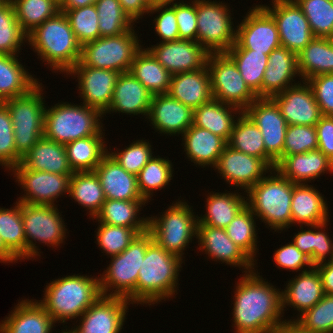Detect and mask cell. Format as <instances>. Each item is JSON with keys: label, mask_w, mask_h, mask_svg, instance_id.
Returning <instances> with one entry per match:
<instances>
[{"label": "cell", "mask_w": 333, "mask_h": 333, "mask_svg": "<svg viewBox=\"0 0 333 333\" xmlns=\"http://www.w3.org/2000/svg\"><path fill=\"white\" fill-rule=\"evenodd\" d=\"M100 224V225H99ZM97 245L109 257L122 253L139 234L133 228L112 226L98 222Z\"/></svg>", "instance_id": "54"}, {"label": "cell", "mask_w": 333, "mask_h": 333, "mask_svg": "<svg viewBox=\"0 0 333 333\" xmlns=\"http://www.w3.org/2000/svg\"><path fill=\"white\" fill-rule=\"evenodd\" d=\"M69 196L83 208H87L91 218L101 210L106 201L100 181L94 171L74 172L70 178Z\"/></svg>", "instance_id": "42"}, {"label": "cell", "mask_w": 333, "mask_h": 333, "mask_svg": "<svg viewBox=\"0 0 333 333\" xmlns=\"http://www.w3.org/2000/svg\"><path fill=\"white\" fill-rule=\"evenodd\" d=\"M217 173L231 186L247 192L272 169L263 159L237 151L226 145L219 156Z\"/></svg>", "instance_id": "19"}, {"label": "cell", "mask_w": 333, "mask_h": 333, "mask_svg": "<svg viewBox=\"0 0 333 333\" xmlns=\"http://www.w3.org/2000/svg\"><path fill=\"white\" fill-rule=\"evenodd\" d=\"M309 269V270H307ZM324 296L322 279L319 271L314 266L306 268L298 276L288 281L284 291L282 290L283 314L286 306H290L299 312V316L311 309Z\"/></svg>", "instance_id": "29"}, {"label": "cell", "mask_w": 333, "mask_h": 333, "mask_svg": "<svg viewBox=\"0 0 333 333\" xmlns=\"http://www.w3.org/2000/svg\"><path fill=\"white\" fill-rule=\"evenodd\" d=\"M160 12L159 15H155L154 31H156L160 42L176 41L179 40L178 24L176 20L175 10L169 4H155L152 5L149 13L152 15Z\"/></svg>", "instance_id": "59"}, {"label": "cell", "mask_w": 333, "mask_h": 333, "mask_svg": "<svg viewBox=\"0 0 333 333\" xmlns=\"http://www.w3.org/2000/svg\"><path fill=\"white\" fill-rule=\"evenodd\" d=\"M175 0H151L153 5L155 4H172Z\"/></svg>", "instance_id": "70"}, {"label": "cell", "mask_w": 333, "mask_h": 333, "mask_svg": "<svg viewBox=\"0 0 333 333\" xmlns=\"http://www.w3.org/2000/svg\"><path fill=\"white\" fill-rule=\"evenodd\" d=\"M225 53L234 61L249 88L261 98V84L269 54L245 48H230Z\"/></svg>", "instance_id": "43"}, {"label": "cell", "mask_w": 333, "mask_h": 333, "mask_svg": "<svg viewBox=\"0 0 333 333\" xmlns=\"http://www.w3.org/2000/svg\"><path fill=\"white\" fill-rule=\"evenodd\" d=\"M328 222L315 225V242H314V253L310 258L313 266L320 263L333 260V241L330 240L329 235L325 231ZM323 229V230H322ZM318 230V231H317ZM328 259L326 260V258Z\"/></svg>", "instance_id": "62"}, {"label": "cell", "mask_w": 333, "mask_h": 333, "mask_svg": "<svg viewBox=\"0 0 333 333\" xmlns=\"http://www.w3.org/2000/svg\"><path fill=\"white\" fill-rule=\"evenodd\" d=\"M138 39L132 27L121 35L87 42L82 45L80 62L89 67L129 72L135 55L143 47Z\"/></svg>", "instance_id": "10"}, {"label": "cell", "mask_w": 333, "mask_h": 333, "mask_svg": "<svg viewBox=\"0 0 333 333\" xmlns=\"http://www.w3.org/2000/svg\"><path fill=\"white\" fill-rule=\"evenodd\" d=\"M175 201L165 212L158 216L148 217V231L153 240L163 249L179 258H183L185 248L197 238L198 218L192 206L185 200Z\"/></svg>", "instance_id": "9"}, {"label": "cell", "mask_w": 333, "mask_h": 333, "mask_svg": "<svg viewBox=\"0 0 333 333\" xmlns=\"http://www.w3.org/2000/svg\"><path fill=\"white\" fill-rule=\"evenodd\" d=\"M316 149H318V140L315 125H288L283 156L306 153Z\"/></svg>", "instance_id": "55"}, {"label": "cell", "mask_w": 333, "mask_h": 333, "mask_svg": "<svg viewBox=\"0 0 333 333\" xmlns=\"http://www.w3.org/2000/svg\"><path fill=\"white\" fill-rule=\"evenodd\" d=\"M255 217V218H254ZM256 216L246 205L225 228L229 238L253 261L257 250Z\"/></svg>", "instance_id": "48"}, {"label": "cell", "mask_w": 333, "mask_h": 333, "mask_svg": "<svg viewBox=\"0 0 333 333\" xmlns=\"http://www.w3.org/2000/svg\"><path fill=\"white\" fill-rule=\"evenodd\" d=\"M262 5L277 24L280 44L298 54L314 38L309 22L294 0H272Z\"/></svg>", "instance_id": "17"}, {"label": "cell", "mask_w": 333, "mask_h": 333, "mask_svg": "<svg viewBox=\"0 0 333 333\" xmlns=\"http://www.w3.org/2000/svg\"><path fill=\"white\" fill-rule=\"evenodd\" d=\"M196 239H198V249L205 251L212 260H218L229 266L243 267L245 273L255 269L256 262L229 238L225 229L197 225Z\"/></svg>", "instance_id": "23"}, {"label": "cell", "mask_w": 333, "mask_h": 333, "mask_svg": "<svg viewBox=\"0 0 333 333\" xmlns=\"http://www.w3.org/2000/svg\"><path fill=\"white\" fill-rule=\"evenodd\" d=\"M147 118L161 134L182 135L193 124V110L168 93L153 95Z\"/></svg>", "instance_id": "24"}, {"label": "cell", "mask_w": 333, "mask_h": 333, "mask_svg": "<svg viewBox=\"0 0 333 333\" xmlns=\"http://www.w3.org/2000/svg\"><path fill=\"white\" fill-rule=\"evenodd\" d=\"M324 116H333V73L320 74L306 80Z\"/></svg>", "instance_id": "60"}, {"label": "cell", "mask_w": 333, "mask_h": 333, "mask_svg": "<svg viewBox=\"0 0 333 333\" xmlns=\"http://www.w3.org/2000/svg\"><path fill=\"white\" fill-rule=\"evenodd\" d=\"M63 12L78 42L83 45L100 38L98 12L95 4Z\"/></svg>", "instance_id": "52"}, {"label": "cell", "mask_w": 333, "mask_h": 333, "mask_svg": "<svg viewBox=\"0 0 333 333\" xmlns=\"http://www.w3.org/2000/svg\"><path fill=\"white\" fill-rule=\"evenodd\" d=\"M297 59L302 81L320 74L333 73V38L314 37L297 54Z\"/></svg>", "instance_id": "37"}, {"label": "cell", "mask_w": 333, "mask_h": 333, "mask_svg": "<svg viewBox=\"0 0 333 333\" xmlns=\"http://www.w3.org/2000/svg\"><path fill=\"white\" fill-rule=\"evenodd\" d=\"M293 320L311 333H333V295L324 294L311 309Z\"/></svg>", "instance_id": "53"}, {"label": "cell", "mask_w": 333, "mask_h": 333, "mask_svg": "<svg viewBox=\"0 0 333 333\" xmlns=\"http://www.w3.org/2000/svg\"><path fill=\"white\" fill-rule=\"evenodd\" d=\"M19 259L5 246L0 236V262L1 263H13Z\"/></svg>", "instance_id": "69"}, {"label": "cell", "mask_w": 333, "mask_h": 333, "mask_svg": "<svg viewBox=\"0 0 333 333\" xmlns=\"http://www.w3.org/2000/svg\"><path fill=\"white\" fill-rule=\"evenodd\" d=\"M307 18L314 37L333 38L332 0H294Z\"/></svg>", "instance_id": "51"}, {"label": "cell", "mask_w": 333, "mask_h": 333, "mask_svg": "<svg viewBox=\"0 0 333 333\" xmlns=\"http://www.w3.org/2000/svg\"><path fill=\"white\" fill-rule=\"evenodd\" d=\"M182 143L189 161L195 165L216 167L219 156L223 153L227 142L211 131L191 125L182 135Z\"/></svg>", "instance_id": "32"}, {"label": "cell", "mask_w": 333, "mask_h": 333, "mask_svg": "<svg viewBox=\"0 0 333 333\" xmlns=\"http://www.w3.org/2000/svg\"><path fill=\"white\" fill-rule=\"evenodd\" d=\"M324 198L320 191L308 183H293L292 224L309 227L329 221V210Z\"/></svg>", "instance_id": "31"}, {"label": "cell", "mask_w": 333, "mask_h": 333, "mask_svg": "<svg viewBox=\"0 0 333 333\" xmlns=\"http://www.w3.org/2000/svg\"><path fill=\"white\" fill-rule=\"evenodd\" d=\"M103 114L85 104L57 103L44 113V137L66 144L104 131L100 121ZM101 124V125H100Z\"/></svg>", "instance_id": "7"}, {"label": "cell", "mask_w": 333, "mask_h": 333, "mask_svg": "<svg viewBox=\"0 0 333 333\" xmlns=\"http://www.w3.org/2000/svg\"><path fill=\"white\" fill-rule=\"evenodd\" d=\"M243 111L236 106L211 99L193 110V125L207 129L228 142L236 120Z\"/></svg>", "instance_id": "35"}, {"label": "cell", "mask_w": 333, "mask_h": 333, "mask_svg": "<svg viewBox=\"0 0 333 333\" xmlns=\"http://www.w3.org/2000/svg\"><path fill=\"white\" fill-rule=\"evenodd\" d=\"M130 304L123 297L102 295L80 316V324L74 330L76 333H120Z\"/></svg>", "instance_id": "21"}, {"label": "cell", "mask_w": 333, "mask_h": 333, "mask_svg": "<svg viewBox=\"0 0 333 333\" xmlns=\"http://www.w3.org/2000/svg\"><path fill=\"white\" fill-rule=\"evenodd\" d=\"M10 112L0 103V165L9 171L17 165V150Z\"/></svg>", "instance_id": "57"}, {"label": "cell", "mask_w": 333, "mask_h": 333, "mask_svg": "<svg viewBox=\"0 0 333 333\" xmlns=\"http://www.w3.org/2000/svg\"><path fill=\"white\" fill-rule=\"evenodd\" d=\"M10 209L0 207V236L5 246L21 261L26 259V237L22 219V202Z\"/></svg>", "instance_id": "45"}, {"label": "cell", "mask_w": 333, "mask_h": 333, "mask_svg": "<svg viewBox=\"0 0 333 333\" xmlns=\"http://www.w3.org/2000/svg\"><path fill=\"white\" fill-rule=\"evenodd\" d=\"M127 16L135 23L149 13L152 8L151 0H119Z\"/></svg>", "instance_id": "64"}, {"label": "cell", "mask_w": 333, "mask_h": 333, "mask_svg": "<svg viewBox=\"0 0 333 333\" xmlns=\"http://www.w3.org/2000/svg\"><path fill=\"white\" fill-rule=\"evenodd\" d=\"M127 172L137 175L153 157L152 147L146 140L133 141L122 151L108 152Z\"/></svg>", "instance_id": "56"}, {"label": "cell", "mask_w": 333, "mask_h": 333, "mask_svg": "<svg viewBox=\"0 0 333 333\" xmlns=\"http://www.w3.org/2000/svg\"><path fill=\"white\" fill-rule=\"evenodd\" d=\"M7 0H0V6L3 5Z\"/></svg>", "instance_id": "73"}, {"label": "cell", "mask_w": 333, "mask_h": 333, "mask_svg": "<svg viewBox=\"0 0 333 333\" xmlns=\"http://www.w3.org/2000/svg\"><path fill=\"white\" fill-rule=\"evenodd\" d=\"M320 273L324 294L333 295V260L315 266Z\"/></svg>", "instance_id": "66"}, {"label": "cell", "mask_w": 333, "mask_h": 333, "mask_svg": "<svg viewBox=\"0 0 333 333\" xmlns=\"http://www.w3.org/2000/svg\"><path fill=\"white\" fill-rule=\"evenodd\" d=\"M235 119L236 122L227 145L237 151L265 161V145L257 125L244 111Z\"/></svg>", "instance_id": "44"}, {"label": "cell", "mask_w": 333, "mask_h": 333, "mask_svg": "<svg viewBox=\"0 0 333 333\" xmlns=\"http://www.w3.org/2000/svg\"><path fill=\"white\" fill-rule=\"evenodd\" d=\"M254 269L239 279L234 291L235 333H271L285 320L282 291L264 281Z\"/></svg>", "instance_id": "1"}, {"label": "cell", "mask_w": 333, "mask_h": 333, "mask_svg": "<svg viewBox=\"0 0 333 333\" xmlns=\"http://www.w3.org/2000/svg\"><path fill=\"white\" fill-rule=\"evenodd\" d=\"M280 46L275 20L262 5H255L236 26V41L231 48H245L270 54Z\"/></svg>", "instance_id": "15"}, {"label": "cell", "mask_w": 333, "mask_h": 333, "mask_svg": "<svg viewBox=\"0 0 333 333\" xmlns=\"http://www.w3.org/2000/svg\"><path fill=\"white\" fill-rule=\"evenodd\" d=\"M152 95L168 93L172 74L146 49L134 57L129 71Z\"/></svg>", "instance_id": "39"}, {"label": "cell", "mask_w": 333, "mask_h": 333, "mask_svg": "<svg viewBox=\"0 0 333 333\" xmlns=\"http://www.w3.org/2000/svg\"><path fill=\"white\" fill-rule=\"evenodd\" d=\"M106 199L145 200L139 192L136 175L127 172L107 153L95 168Z\"/></svg>", "instance_id": "26"}, {"label": "cell", "mask_w": 333, "mask_h": 333, "mask_svg": "<svg viewBox=\"0 0 333 333\" xmlns=\"http://www.w3.org/2000/svg\"><path fill=\"white\" fill-rule=\"evenodd\" d=\"M78 80L83 104L104 114L110 107L119 72L83 65L80 61L67 73Z\"/></svg>", "instance_id": "18"}, {"label": "cell", "mask_w": 333, "mask_h": 333, "mask_svg": "<svg viewBox=\"0 0 333 333\" xmlns=\"http://www.w3.org/2000/svg\"><path fill=\"white\" fill-rule=\"evenodd\" d=\"M26 41L27 34L17 21L12 3L7 0L0 6V54L18 55Z\"/></svg>", "instance_id": "50"}, {"label": "cell", "mask_w": 333, "mask_h": 333, "mask_svg": "<svg viewBox=\"0 0 333 333\" xmlns=\"http://www.w3.org/2000/svg\"><path fill=\"white\" fill-rule=\"evenodd\" d=\"M246 205L259 220L275 232L292 225L291 201L293 183L275 168L252 186L247 192Z\"/></svg>", "instance_id": "5"}, {"label": "cell", "mask_w": 333, "mask_h": 333, "mask_svg": "<svg viewBox=\"0 0 333 333\" xmlns=\"http://www.w3.org/2000/svg\"><path fill=\"white\" fill-rule=\"evenodd\" d=\"M57 4L61 5L64 0H54Z\"/></svg>", "instance_id": "72"}, {"label": "cell", "mask_w": 333, "mask_h": 333, "mask_svg": "<svg viewBox=\"0 0 333 333\" xmlns=\"http://www.w3.org/2000/svg\"><path fill=\"white\" fill-rule=\"evenodd\" d=\"M101 131L97 135L80 138L65 144L69 165L73 172L94 171L108 153ZM106 146V147H105Z\"/></svg>", "instance_id": "41"}, {"label": "cell", "mask_w": 333, "mask_h": 333, "mask_svg": "<svg viewBox=\"0 0 333 333\" xmlns=\"http://www.w3.org/2000/svg\"><path fill=\"white\" fill-rule=\"evenodd\" d=\"M229 8L216 0H197L196 41L209 53L226 52L235 44L236 29Z\"/></svg>", "instance_id": "11"}, {"label": "cell", "mask_w": 333, "mask_h": 333, "mask_svg": "<svg viewBox=\"0 0 333 333\" xmlns=\"http://www.w3.org/2000/svg\"><path fill=\"white\" fill-rule=\"evenodd\" d=\"M299 76L297 54L280 46L270 52L268 65L261 84V98H271L294 86L293 78ZM293 84V85H292Z\"/></svg>", "instance_id": "25"}, {"label": "cell", "mask_w": 333, "mask_h": 333, "mask_svg": "<svg viewBox=\"0 0 333 333\" xmlns=\"http://www.w3.org/2000/svg\"><path fill=\"white\" fill-rule=\"evenodd\" d=\"M27 41L40 60L54 72L67 73L80 61L82 45L78 42L63 12L45 20L27 35ZM35 49V50H34Z\"/></svg>", "instance_id": "2"}, {"label": "cell", "mask_w": 333, "mask_h": 333, "mask_svg": "<svg viewBox=\"0 0 333 333\" xmlns=\"http://www.w3.org/2000/svg\"><path fill=\"white\" fill-rule=\"evenodd\" d=\"M172 167L170 160L153 156L136 175L139 192L147 202L154 190H161L171 182L174 171Z\"/></svg>", "instance_id": "47"}, {"label": "cell", "mask_w": 333, "mask_h": 333, "mask_svg": "<svg viewBox=\"0 0 333 333\" xmlns=\"http://www.w3.org/2000/svg\"><path fill=\"white\" fill-rule=\"evenodd\" d=\"M183 259L169 253L154 240L147 246L137 279V305L156 304L174 297ZM177 287V288H176Z\"/></svg>", "instance_id": "4"}, {"label": "cell", "mask_w": 333, "mask_h": 333, "mask_svg": "<svg viewBox=\"0 0 333 333\" xmlns=\"http://www.w3.org/2000/svg\"><path fill=\"white\" fill-rule=\"evenodd\" d=\"M300 231L294 235L293 244L309 258L314 253V242H315V225L309 226L308 230H304L303 226H300ZM314 228V230H312Z\"/></svg>", "instance_id": "65"}, {"label": "cell", "mask_w": 333, "mask_h": 333, "mask_svg": "<svg viewBox=\"0 0 333 333\" xmlns=\"http://www.w3.org/2000/svg\"><path fill=\"white\" fill-rule=\"evenodd\" d=\"M274 262L276 263L277 268L288 269L294 271H301L303 267L306 266L313 268V264L310 261V258L302 253L293 242L280 247L275 250L273 255Z\"/></svg>", "instance_id": "61"}, {"label": "cell", "mask_w": 333, "mask_h": 333, "mask_svg": "<svg viewBox=\"0 0 333 333\" xmlns=\"http://www.w3.org/2000/svg\"><path fill=\"white\" fill-rule=\"evenodd\" d=\"M209 193L206 214L198 216V225L225 229L235 216L246 206V197L242 193Z\"/></svg>", "instance_id": "40"}, {"label": "cell", "mask_w": 333, "mask_h": 333, "mask_svg": "<svg viewBox=\"0 0 333 333\" xmlns=\"http://www.w3.org/2000/svg\"><path fill=\"white\" fill-rule=\"evenodd\" d=\"M38 82L26 94L8 99L3 103L8 108L13 124L17 165L22 157L44 135L45 100L43 86Z\"/></svg>", "instance_id": "8"}, {"label": "cell", "mask_w": 333, "mask_h": 333, "mask_svg": "<svg viewBox=\"0 0 333 333\" xmlns=\"http://www.w3.org/2000/svg\"><path fill=\"white\" fill-rule=\"evenodd\" d=\"M168 94L192 110L209 102L212 94L207 66L193 72L172 75Z\"/></svg>", "instance_id": "33"}, {"label": "cell", "mask_w": 333, "mask_h": 333, "mask_svg": "<svg viewBox=\"0 0 333 333\" xmlns=\"http://www.w3.org/2000/svg\"><path fill=\"white\" fill-rule=\"evenodd\" d=\"M18 60V55L0 54V103L8 99L26 94L39 79Z\"/></svg>", "instance_id": "38"}, {"label": "cell", "mask_w": 333, "mask_h": 333, "mask_svg": "<svg viewBox=\"0 0 333 333\" xmlns=\"http://www.w3.org/2000/svg\"><path fill=\"white\" fill-rule=\"evenodd\" d=\"M11 171L24 190V195L18 199L19 202L54 206L59 196L69 194L70 178L73 174L25 170L20 165L14 166Z\"/></svg>", "instance_id": "16"}, {"label": "cell", "mask_w": 333, "mask_h": 333, "mask_svg": "<svg viewBox=\"0 0 333 333\" xmlns=\"http://www.w3.org/2000/svg\"><path fill=\"white\" fill-rule=\"evenodd\" d=\"M146 49L172 75L205 68L210 54L197 41L183 39L159 42Z\"/></svg>", "instance_id": "20"}, {"label": "cell", "mask_w": 333, "mask_h": 333, "mask_svg": "<svg viewBox=\"0 0 333 333\" xmlns=\"http://www.w3.org/2000/svg\"><path fill=\"white\" fill-rule=\"evenodd\" d=\"M34 300L18 302L0 322V333H52L54 321L38 300Z\"/></svg>", "instance_id": "28"}, {"label": "cell", "mask_w": 333, "mask_h": 333, "mask_svg": "<svg viewBox=\"0 0 333 333\" xmlns=\"http://www.w3.org/2000/svg\"><path fill=\"white\" fill-rule=\"evenodd\" d=\"M97 0H64L60 5V11L73 10L80 7L95 4Z\"/></svg>", "instance_id": "68"}, {"label": "cell", "mask_w": 333, "mask_h": 333, "mask_svg": "<svg viewBox=\"0 0 333 333\" xmlns=\"http://www.w3.org/2000/svg\"><path fill=\"white\" fill-rule=\"evenodd\" d=\"M19 165L25 170L74 174L68 162L65 145L44 136L22 157Z\"/></svg>", "instance_id": "34"}, {"label": "cell", "mask_w": 333, "mask_h": 333, "mask_svg": "<svg viewBox=\"0 0 333 333\" xmlns=\"http://www.w3.org/2000/svg\"><path fill=\"white\" fill-rule=\"evenodd\" d=\"M175 10L179 39L196 41L197 39V0L185 3L184 0L169 4Z\"/></svg>", "instance_id": "58"}, {"label": "cell", "mask_w": 333, "mask_h": 333, "mask_svg": "<svg viewBox=\"0 0 333 333\" xmlns=\"http://www.w3.org/2000/svg\"><path fill=\"white\" fill-rule=\"evenodd\" d=\"M275 169L294 184H307L321 174L333 172V162L319 149L282 156Z\"/></svg>", "instance_id": "27"}, {"label": "cell", "mask_w": 333, "mask_h": 333, "mask_svg": "<svg viewBox=\"0 0 333 333\" xmlns=\"http://www.w3.org/2000/svg\"><path fill=\"white\" fill-rule=\"evenodd\" d=\"M100 37L118 36L135 24L123 10L119 0H97Z\"/></svg>", "instance_id": "49"}, {"label": "cell", "mask_w": 333, "mask_h": 333, "mask_svg": "<svg viewBox=\"0 0 333 333\" xmlns=\"http://www.w3.org/2000/svg\"><path fill=\"white\" fill-rule=\"evenodd\" d=\"M271 333H311L295 320H286Z\"/></svg>", "instance_id": "67"}, {"label": "cell", "mask_w": 333, "mask_h": 333, "mask_svg": "<svg viewBox=\"0 0 333 333\" xmlns=\"http://www.w3.org/2000/svg\"><path fill=\"white\" fill-rule=\"evenodd\" d=\"M244 112L261 131L265 145V162L272 168L283 156L288 124L271 98H257Z\"/></svg>", "instance_id": "14"}, {"label": "cell", "mask_w": 333, "mask_h": 333, "mask_svg": "<svg viewBox=\"0 0 333 333\" xmlns=\"http://www.w3.org/2000/svg\"><path fill=\"white\" fill-rule=\"evenodd\" d=\"M146 200L106 199L101 210L93 218L100 223L112 226H124L135 229L139 234L148 231V217H139L138 213ZM139 218H138V217Z\"/></svg>", "instance_id": "36"}, {"label": "cell", "mask_w": 333, "mask_h": 333, "mask_svg": "<svg viewBox=\"0 0 333 333\" xmlns=\"http://www.w3.org/2000/svg\"><path fill=\"white\" fill-rule=\"evenodd\" d=\"M152 241V234L149 231L143 232L138 234L122 253L111 256L109 266L99 278L103 296L123 297L131 304H137L139 269L145 258L147 246Z\"/></svg>", "instance_id": "6"}, {"label": "cell", "mask_w": 333, "mask_h": 333, "mask_svg": "<svg viewBox=\"0 0 333 333\" xmlns=\"http://www.w3.org/2000/svg\"><path fill=\"white\" fill-rule=\"evenodd\" d=\"M22 203V219L26 237V259L40 256L35 243L59 247L66 238L64 219L56 207ZM35 241V243L33 242Z\"/></svg>", "instance_id": "13"}, {"label": "cell", "mask_w": 333, "mask_h": 333, "mask_svg": "<svg viewBox=\"0 0 333 333\" xmlns=\"http://www.w3.org/2000/svg\"><path fill=\"white\" fill-rule=\"evenodd\" d=\"M291 86L271 97L288 125L313 126L323 116L307 81Z\"/></svg>", "instance_id": "22"}, {"label": "cell", "mask_w": 333, "mask_h": 333, "mask_svg": "<svg viewBox=\"0 0 333 333\" xmlns=\"http://www.w3.org/2000/svg\"><path fill=\"white\" fill-rule=\"evenodd\" d=\"M152 94L130 72L120 73L110 107L106 113H125L129 115H146L148 117Z\"/></svg>", "instance_id": "30"}, {"label": "cell", "mask_w": 333, "mask_h": 333, "mask_svg": "<svg viewBox=\"0 0 333 333\" xmlns=\"http://www.w3.org/2000/svg\"><path fill=\"white\" fill-rule=\"evenodd\" d=\"M212 99L244 111L258 97L249 88L234 61L225 53H210L207 59Z\"/></svg>", "instance_id": "12"}, {"label": "cell", "mask_w": 333, "mask_h": 333, "mask_svg": "<svg viewBox=\"0 0 333 333\" xmlns=\"http://www.w3.org/2000/svg\"><path fill=\"white\" fill-rule=\"evenodd\" d=\"M22 30L28 35L45 20L60 12L54 0H9Z\"/></svg>", "instance_id": "46"}, {"label": "cell", "mask_w": 333, "mask_h": 333, "mask_svg": "<svg viewBox=\"0 0 333 333\" xmlns=\"http://www.w3.org/2000/svg\"><path fill=\"white\" fill-rule=\"evenodd\" d=\"M61 333H76V331L73 329V327H72V329L71 330H67V328H66V331L65 330H63Z\"/></svg>", "instance_id": "71"}, {"label": "cell", "mask_w": 333, "mask_h": 333, "mask_svg": "<svg viewBox=\"0 0 333 333\" xmlns=\"http://www.w3.org/2000/svg\"><path fill=\"white\" fill-rule=\"evenodd\" d=\"M99 276L69 275L50 281L38 302L56 324L80 317L100 296Z\"/></svg>", "instance_id": "3"}, {"label": "cell", "mask_w": 333, "mask_h": 333, "mask_svg": "<svg viewBox=\"0 0 333 333\" xmlns=\"http://www.w3.org/2000/svg\"><path fill=\"white\" fill-rule=\"evenodd\" d=\"M318 149L333 162V116H322L316 123Z\"/></svg>", "instance_id": "63"}]
</instances>
